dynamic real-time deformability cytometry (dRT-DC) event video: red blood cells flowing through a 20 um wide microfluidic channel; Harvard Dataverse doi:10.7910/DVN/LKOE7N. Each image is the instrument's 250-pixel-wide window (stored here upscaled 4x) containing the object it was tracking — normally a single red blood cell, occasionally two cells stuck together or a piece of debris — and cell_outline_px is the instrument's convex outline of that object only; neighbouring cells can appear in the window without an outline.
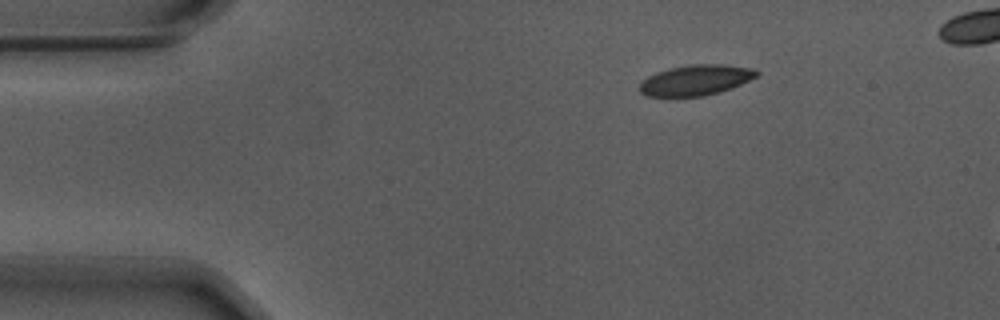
{"species": "Egyptian fruit bat (a non-hibernating species)", "species_latin": "Rousettus aegyptiacus", "temperature_condition": "warm", "stored_images_in_passage": 7, "camera_frame_rate_fps": 3000, "um_per_image_px": 0.085, "animal": {"sex": "male"}, "frame": {"image": 1, "passage_image": 1, "time_ms": 0.0, "image_size_px": [1000, 320], "cell_outline_px": [[760, 72], [756, 76], [732, 88], [720, 92], [704, 96], [648, 96], [640, 92], [640, 84], [648, 76], [656, 72], [668, 68], [692, 64], [720, 64], [756, 68]], "centroid_in_image_um": [59.16, 6.8], "position_along_channel_um": 25.8, "area_um2": 20.75}}